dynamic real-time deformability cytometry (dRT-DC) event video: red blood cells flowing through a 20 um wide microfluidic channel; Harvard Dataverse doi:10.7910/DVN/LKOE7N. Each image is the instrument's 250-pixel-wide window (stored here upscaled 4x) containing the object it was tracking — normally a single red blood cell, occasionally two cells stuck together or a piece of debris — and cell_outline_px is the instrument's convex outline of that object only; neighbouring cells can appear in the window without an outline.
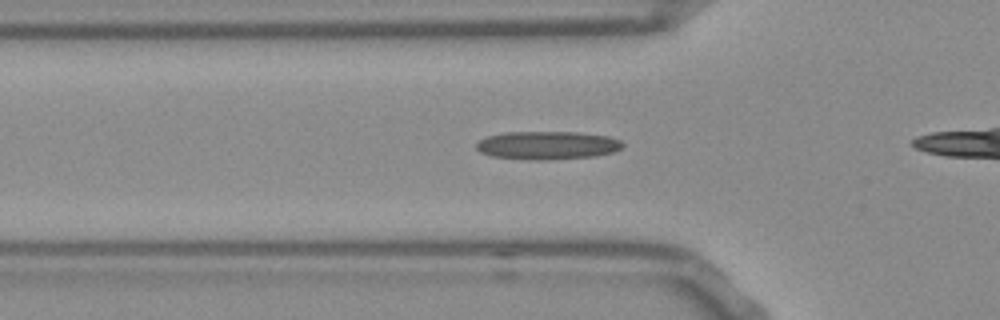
{"species": "Egyptian fruit bat (a non-hibernating species)", "species_latin": "Rousettus aegyptiacus", "temperature_condition": "room temperature", "stored_images_in_passage": 37, "camera_frame_rate_fps": 3000, "um_per_image_px": 0.085, "frame": {"image": 1, "passage_image": 11, "time_ms": 3.333, "image_size_px": [1000, 320], "cell_outline_px": [[624, 144], [620, 148], [612, 152], [596, 156], [540, 160], [532, 160], [492, 156], [480, 152], [476, 148], [476, 144], [480, 140], [488, 136], [504, 132], [576, 132], [608, 136], [620, 140]], "centroid_in_image_um": [46.51, 12.35], "position_along_channel_um": 79.3, "area_um2": 23.93}}
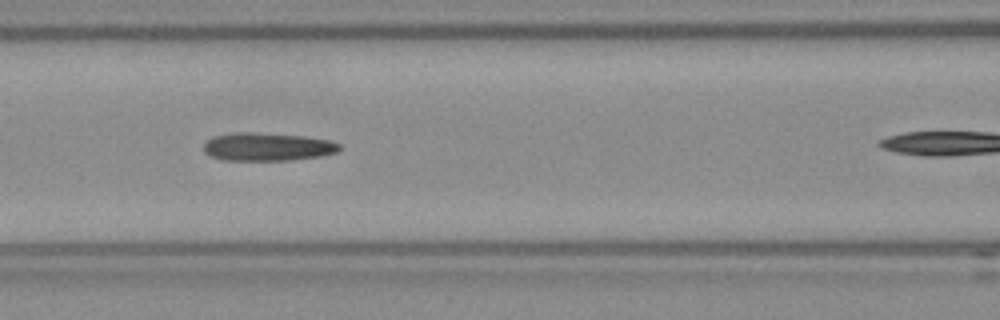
{"frame": {"image": 2, "passage_image": 16, "time_ms": 5.0, "image_size_px": [1000, 320], "cell_outline_px": [[340, 148], [336, 152], [320, 156], [288, 160], [220, 160], [208, 156], [204, 152], [204, 144], [212, 136], [236, 132], [248, 132], [304, 136], [332, 140], [340, 144]], "centroid_in_image_um": [22.69, 12.48], "position_along_channel_um": 143.9, "area_um2": 22.31}}